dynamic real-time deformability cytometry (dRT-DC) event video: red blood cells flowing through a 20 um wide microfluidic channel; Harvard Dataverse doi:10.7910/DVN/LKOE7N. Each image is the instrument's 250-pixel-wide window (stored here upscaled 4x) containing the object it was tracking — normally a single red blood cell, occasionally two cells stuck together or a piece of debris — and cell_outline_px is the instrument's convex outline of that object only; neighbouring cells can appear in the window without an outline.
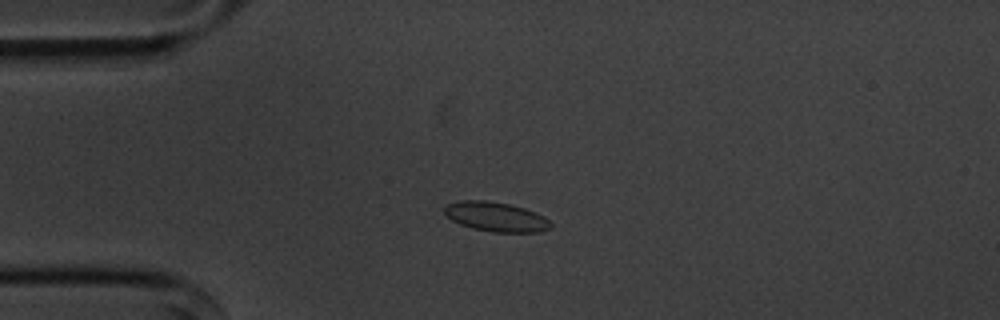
{"species": "common noctule bat (a hibernating species)", "species_latin": "Nyctalus noctula", "temperature_condition": "cold", "stored_images_in_passage": 43, "camera_frame_rate_fps": 3000, "um_per_image_px": 0.085, "animal": {"sex": "male", "body_mass_g": 20.1, "forearm_length_mm": 53.5}, "frame": {"image": 1, "passage_image": 1, "time_ms": 0.0, "image_size_px": [1000, 320], "cell_outline_px": [[552, 228], [540, 232], [492, 232], [472, 228], [460, 224], [452, 220], [444, 212], [444, 204], [464, 200], [484, 200], [508, 204], [524, 208], [536, 212], [544, 216], [552, 224]], "centroid_in_image_um": [42.17, 18.43], "position_along_channel_um": 42.8, "area_um2": 18.32}}
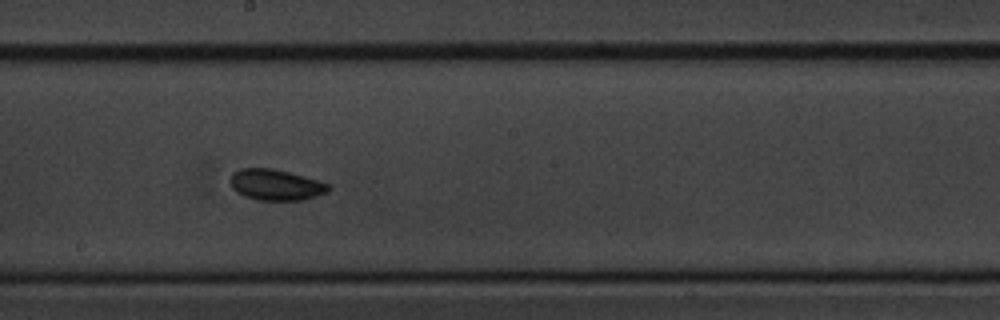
{"frame": {"image": 2, "passage_image": 18, "time_ms": 5.667, "image_size_px": [1000, 320], "cell_outline_px": [[332, 188], [328, 192], [304, 200], [256, 200], [244, 196], [236, 192], [232, 188], [232, 172], [240, 168], [272, 168], [320, 180], [328, 184]], "centroid_in_image_um": [23.47, 15.71], "position_along_channel_um": 224.7, "area_um2": 17.8}}
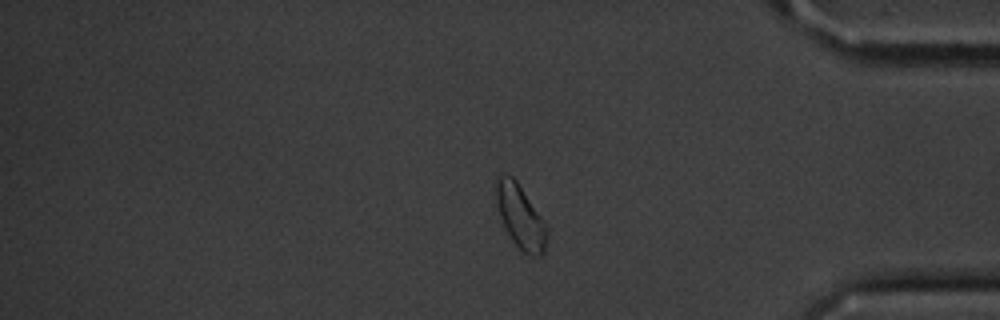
{"frame": {"image": 3, "passage_image": 34, "time_ms": 11.0, "image_size_px": [1000, 320], "cell_outline_px": [[548, 232], [544, 252], [540, 256], [532, 256], [524, 252], [512, 240], [500, 216], [496, 200], [496, 176], [500, 172], [504, 172], [512, 176], [516, 180], [548, 228]], "centroid_in_image_um": [44.22, 18.38], "position_along_channel_um": 391.0, "area_um2": 18.55}}